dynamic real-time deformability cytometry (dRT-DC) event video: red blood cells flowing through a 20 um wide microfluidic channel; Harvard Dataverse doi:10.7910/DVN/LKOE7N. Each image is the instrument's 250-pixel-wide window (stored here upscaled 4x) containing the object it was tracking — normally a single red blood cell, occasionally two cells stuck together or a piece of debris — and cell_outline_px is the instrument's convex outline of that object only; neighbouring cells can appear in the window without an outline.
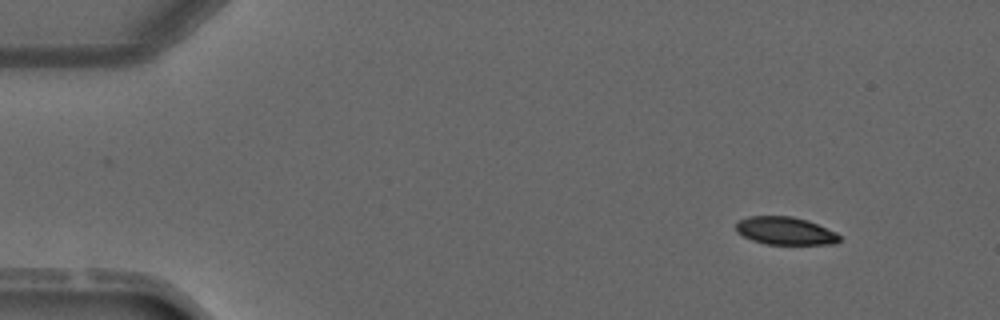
{"species": "common noctule bat (a hibernating species)", "species_latin": "Nyctalus noctula", "temperature_condition": "warm", "stored_images_in_passage": 4, "camera_frame_rate_fps": 3000, "um_per_image_px": 0.085, "animal": {"sex": "male", "forearm_length_mm": 52.5}, "frame": {"image": 1, "passage_image": 1, "time_ms": 0.0, "image_size_px": [1000, 320], "cell_outline_px": [[840, 240], [836, 244], [764, 244], [752, 240], [736, 232], [736, 224], [740, 220], [748, 216], [792, 216], [808, 220], [836, 232], [840, 236]], "centroid_in_image_um": [66.75, 19.62], "position_along_channel_um": 18.2, "area_um2": 16.82}}
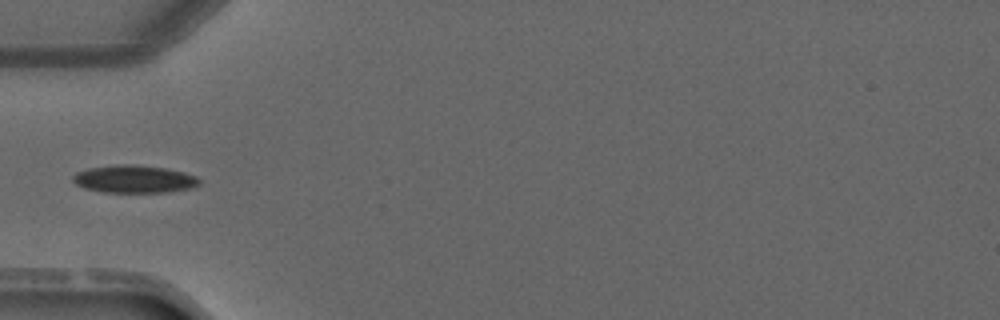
{"frame": {"image": 2, "passage_image": 4, "time_ms": 3.333, "image_size_px": [1000, 320], "cell_outline_px": [[200, 184], [192, 188], [168, 192], [104, 192], [84, 188], [76, 184], [72, 180], [72, 176], [76, 172], [88, 168], [124, 164], [132, 164], [168, 168], [184, 172], [196, 176], [200, 180]], "centroid_in_image_um": [11.42, 15.22], "position_along_channel_um": 73.6, "area_um2": 20.46}}